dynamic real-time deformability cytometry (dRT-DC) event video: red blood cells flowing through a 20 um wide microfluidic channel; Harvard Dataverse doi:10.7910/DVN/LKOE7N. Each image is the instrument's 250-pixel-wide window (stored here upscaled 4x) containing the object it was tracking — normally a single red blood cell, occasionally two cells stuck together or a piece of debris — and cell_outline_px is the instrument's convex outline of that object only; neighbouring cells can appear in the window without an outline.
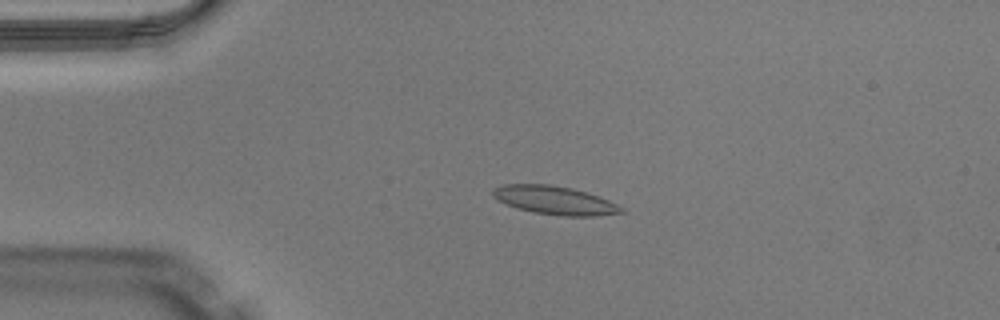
{"species": "Egyptian fruit bat (a non-hibernating species)", "species_latin": "Rousettus aegyptiacus", "temperature_condition": "warm", "stored_images_in_passage": 50, "camera_frame_rate_fps": 3000, "um_per_image_px": 0.085, "animal": {"sex": "male"}, "frame": {"image": 1, "passage_image": 12, "time_ms": 3.667, "image_size_px": [1000, 320], "cell_outline_px": [[628, 212], [596, 216], [564, 216], [532, 212], [516, 208], [496, 200], [492, 196], [492, 188], [504, 184], [548, 184], [572, 188], [600, 196], [624, 208]], "centroid_in_image_um": [47.15, 17.03], "position_along_channel_um": 37.9, "area_um2": 21.56}}
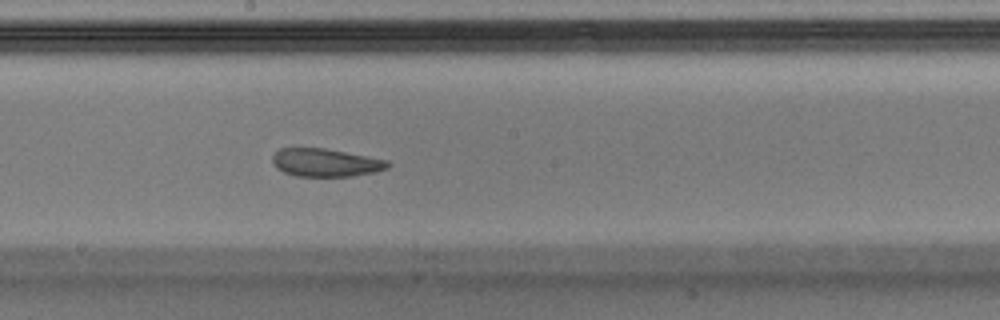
{"frame": {"image": 2, "passage_image": 28, "time_ms": 9.0, "image_size_px": [1000, 320], "cell_outline_px": [[392, 164], [388, 168], [372, 172], [352, 176], [296, 176], [284, 172], [276, 168], [272, 160], [272, 156], [280, 148], [324, 148], [388, 160]], "centroid_in_image_um": [27.67, 13.82], "position_along_channel_um": 220.5, "area_um2": 18.73}}
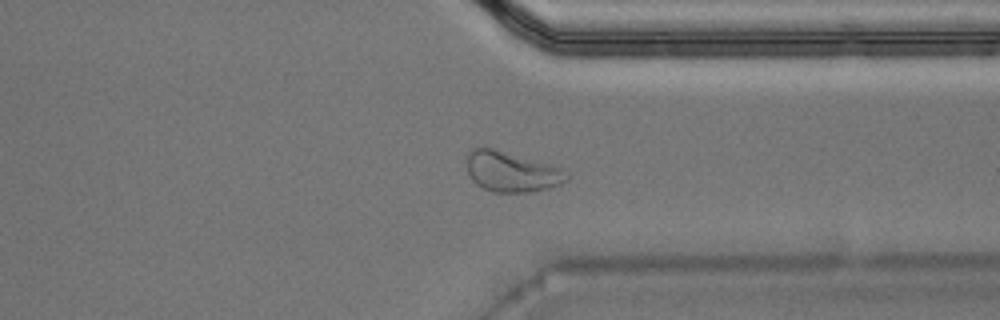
{"frame": {"image": 3, "passage_image": 39, "time_ms": 12.667, "image_size_px": [1000, 320], "cell_outline_px": [[568, 180], [552, 188], [528, 192], [492, 192], [476, 184], [472, 180], [468, 172], [464, 160], [468, 152], [472, 148], [492, 148], [560, 168], [568, 172]], "centroid_in_image_um": [43.44, 14.61], "position_along_channel_um": 368.0, "area_um2": 23.35}, "authors_computed_cell_mechanics": {"area_um2": 20.9525, "velocity_mm_per_s": 4.0352, "shape_relaxation_time_tau1_ms": null, "shape_relaxation_time_tau2_ms": 3.5275, "deformation_change_tau1": null, "deformation_change_tau2": 0.1038}}